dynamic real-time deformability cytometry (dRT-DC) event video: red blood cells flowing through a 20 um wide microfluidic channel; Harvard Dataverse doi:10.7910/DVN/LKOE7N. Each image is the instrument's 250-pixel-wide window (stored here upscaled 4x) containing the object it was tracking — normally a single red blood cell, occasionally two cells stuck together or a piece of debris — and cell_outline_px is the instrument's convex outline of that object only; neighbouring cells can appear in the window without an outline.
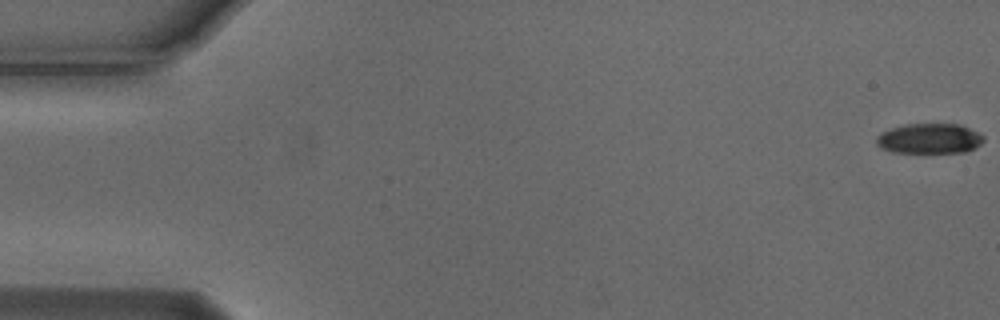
{"species": "Egyptian fruit bat (a non-hibernating species)", "species_latin": "Rousettus aegyptiacus", "temperature_condition": "cold", "stored_images_in_passage": 12, "camera_frame_rate_fps": 3000, "um_per_image_px": 0.085, "animal": {"sex": "male"}, "frame": {"image": 1, "passage_image": 1, "time_ms": 0.0, "image_size_px": [1000, 320], "cell_outline_px": [[984, 140], [980, 144], [964, 152], [892, 152], [880, 148], [876, 144], [876, 136], [892, 128], [904, 124], [960, 124], [980, 132], [984, 136]], "centroid_in_image_um": [79.01, 11.77], "position_along_channel_um": 6.0, "area_um2": 18.79}}